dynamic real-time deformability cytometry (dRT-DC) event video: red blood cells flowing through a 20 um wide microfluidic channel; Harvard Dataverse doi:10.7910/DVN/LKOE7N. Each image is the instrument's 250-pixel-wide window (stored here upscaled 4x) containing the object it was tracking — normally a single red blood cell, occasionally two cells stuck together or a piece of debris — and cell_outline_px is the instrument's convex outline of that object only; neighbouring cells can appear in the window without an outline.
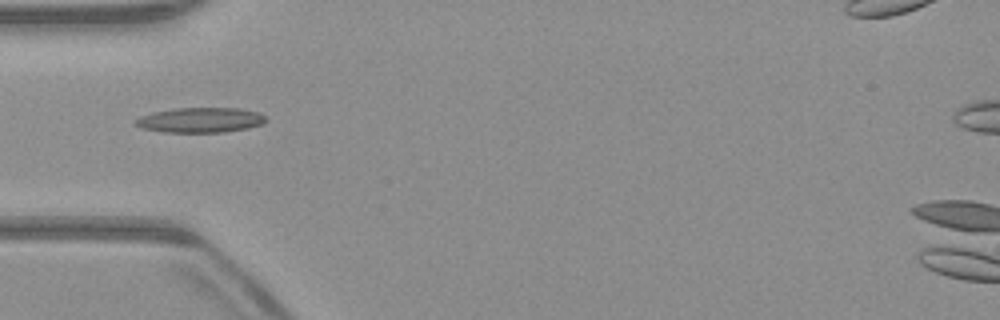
{"species": "common noctule bat (a hibernating species)", "species_latin": "Nyctalus noctula", "temperature_condition": "warm", "stored_images_in_passage": 36, "camera_frame_rate_fps": 3000, "um_per_image_px": 0.085, "animal": {"sex": "male", "body_mass_g": 23.1, "forearm_length_mm": 52.7}, "frame": {"image": 1, "passage_image": 1, "time_ms": 0.0, "image_size_px": [1000, 320], "cell_outline_px": [[268, 120], [260, 124], [248, 128], [224, 132], [164, 132], [140, 128], [132, 124], [132, 120], [140, 116], [152, 112], [176, 108], [240, 108], [260, 112]], "centroid_in_image_um": [16.98, 10.2], "position_along_channel_um": 68.0, "area_um2": 19.25}}
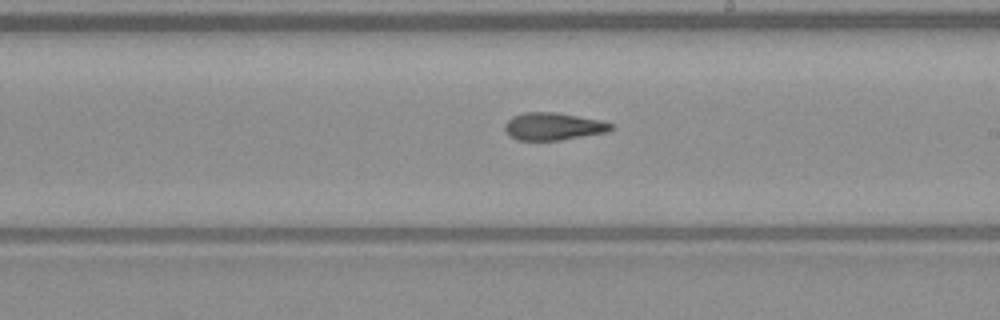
{"frame": {"image": 2, "passage_image": 14, "time_ms": 4.333, "image_size_px": [1000, 320], "cell_outline_px": [[612, 128], [608, 132], [560, 140], [516, 140], [504, 128], [504, 124], [512, 116], [524, 112], [556, 112], [600, 120], [612, 124]], "centroid_in_image_um": [47.02, 10.74], "position_along_channel_um": 242.0, "area_um2": 16.88}}
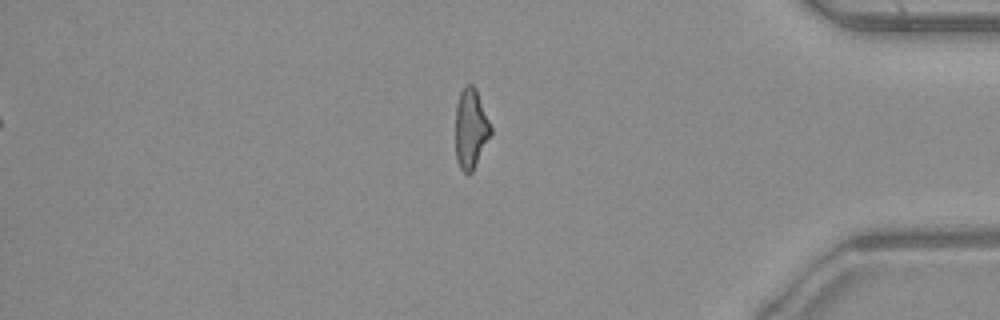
{"frame": {"image": 3, "passage_image": 28, "time_ms": 9.0, "image_size_px": [1000, 320], "cell_outline_px": [[492, 132], [472, 172], [468, 176], [460, 168], [456, 160], [456, 104], [460, 92], [464, 84], [472, 84], [476, 88], [492, 128]], "centroid_in_image_um": [40.01, 10.92], "position_along_channel_um": 395.2, "area_um2": 16.47}, "authors_computed_cell_mechanics": {"area_um2": 17.1666, "velocity_mm_per_s": 3.9903, "shape_relaxation_time_tau1_ms": null, "shape_relaxation_time_tau2_ms": 3.9605, "deformation_change_tau1": null, "deformation_change_tau2": 0.1373}}